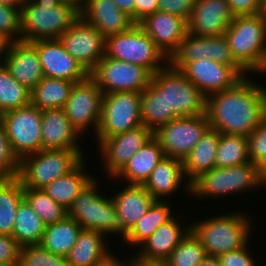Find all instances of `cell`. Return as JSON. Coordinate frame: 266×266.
<instances>
[{
    "mask_svg": "<svg viewBox=\"0 0 266 266\" xmlns=\"http://www.w3.org/2000/svg\"><path fill=\"white\" fill-rule=\"evenodd\" d=\"M244 77L234 87L206 97L210 128L249 136L266 119V86Z\"/></svg>",
    "mask_w": 266,
    "mask_h": 266,
    "instance_id": "obj_1",
    "label": "cell"
},
{
    "mask_svg": "<svg viewBox=\"0 0 266 266\" xmlns=\"http://www.w3.org/2000/svg\"><path fill=\"white\" fill-rule=\"evenodd\" d=\"M213 216L190 223L191 232L201 242L207 256L218 257L250 242L254 230L252 216L242 211Z\"/></svg>",
    "mask_w": 266,
    "mask_h": 266,
    "instance_id": "obj_2",
    "label": "cell"
},
{
    "mask_svg": "<svg viewBox=\"0 0 266 266\" xmlns=\"http://www.w3.org/2000/svg\"><path fill=\"white\" fill-rule=\"evenodd\" d=\"M224 36L233 57L249 74H266V21L261 14L234 17Z\"/></svg>",
    "mask_w": 266,
    "mask_h": 266,
    "instance_id": "obj_3",
    "label": "cell"
},
{
    "mask_svg": "<svg viewBox=\"0 0 266 266\" xmlns=\"http://www.w3.org/2000/svg\"><path fill=\"white\" fill-rule=\"evenodd\" d=\"M266 186L261 179L258 164L246 162L241 165L218 168L202 173L190 185V196L194 199L224 198V196L243 195L248 190ZM209 196V197H208Z\"/></svg>",
    "mask_w": 266,
    "mask_h": 266,
    "instance_id": "obj_4",
    "label": "cell"
},
{
    "mask_svg": "<svg viewBox=\"0 0 266 266\" xmlns=\"http://www.w3.org/2000/svg\"><path fill=\"white\" fill-rule=\"evenodd\" d=\"M86 185L74 199L68 209V216L73 218L85 230H93L105 236L116 235L124 240L119 216L111 196L101 195L98 177ZM100 191V192H99Z\"/></svg>",
    "mask_w": 266,
    "mask_h": 266,
    "instance_id": "obj_5",
    "label": "cell"
},
{
    "mask_svg": "<svg viewBox=\"0 0 266 266\" xmlns=\"http://www.w3.org/2000/svg\"><path fill=\"white\" fill-rule=\"evenodd\" d=\"M83 151L84 149H50L27 155L19 162L17 178L24 188L43 189L86 159Z\"/></svg>",
    "mask_w": 266,
    "mask_h": 266,
    "instance_id": "obj_6",
    "label": "cell"
},
{
    "mask_svg": "<svg viewBox=\"0 0 266 266\" xmlns=\"http://www.w3.org/2000/svg\"><path fill=\"white\" fill-rule=\"evenodd\" d=\"M79 17L80 11L67 3L37 5L26 0L21 7V41L59 39Z\"/></svg>",
    "mask_w": 266,
    "mask_h": 266,
    "instance_id": "obj_7",
    "label": "cell"
},
{
    "mask_svg": "<svg viewBox=\"0 0 266 266\" xmlns=\"http://www.w3.org/2000/svg\"><path fill=\"white\" fill-rule=\"evenodd\" d=\"M105 56L140 65L152 75L168 64V57L138 24L105 38Z\"/></svg>",
    "mask_w": 266,
    "mask_h": 266,
    "instance_id": "obj_8",
    "label": "cell"
},
{
    "mask_svg": "<svg viewBox=\"0 0 266 266\" xmlns=\"http://www.w3.org/2000/svg\"><path fill=\"white\" fill-rule=\"evenodd\" d=\"M165 89L166 113L171 121L183 116H199L206 113V96L184 74L169 63L151 78Z\"/></svg>",
    "mask_w": 266,
    "mask_h": 266,
    "instance_id": "obj_9",
    "label": "cell"
},
{
    "mask_svg": "<svg viewBox=\"0 0 266 266\" xmlns=\"http://www.w3.org/2000/svg\"><path fill=\"white\" fill-rule=\"evenodd\" d=\"M141 93L112 92L103 94L97 139H106L143 125Z\"/></svg>",
    "mask_w": 266,
    "mask_h": 266,
    "instance_id": "obj_10",
    "label": "cell"
},
{
    "mask_svg": "<svg viewBox=\"0 0 266 266\" xmlns=\"http://www.w3.org/2000/svg\"><path fill=\"white\" fill-rule=\"evenodd\" d=\"M41 123V110L31 104L5 112V132L19 161L42 150Z\"/></svg>",
    "mask_w": 266,
    "mask_h": 266,
    "instance_id": "obj_11",
    "label": "cell"
},
{
    "mask_svg": "<svg viewBox=\"0 0 266 266\" xmlns=\"http://www.w3.org/2000/svg\"><path fill=\"white\" fill-rule=\"evenodd\" d=\"M209 128L206 114L183 116L161 126L154 132V137L159 141L165 157L184 161Z\"/></svg>",
    "mask_w": 266,
    "mask_h": 266,
    "instance_id": "obj_12",
    "label": "cell"
},
{
    "mask_svg": "<svg viewBox=\"0 0 266 266\" xmlns=\"http://www.w3.org/2000/svg\"><path fill=\"white\" fill-rule=\"evenodd\" d=\"M103 94L139 92L148 87L152 74L144 67L104 56L90 73Z\"/></svg>",
    "mask_w": 266,
    "mask_h": 266,
    "instance_id": "obj_13",
    "label": "cell"
},
{
    "mask_svg": "<svg viewBox=\"0 0 266 266\" xmlns=\"http://www.w3.org/2000/svg\"><path fill=\"white\" fill-rule=\"evenodd\" d=\"M102 96V91L90 75L73 85L63 110L81 136L90 130L89 127L96 134L101 116Z\"/></svg>",
    "mask_w": 266,
    "mask_h": 266,
    "instance_id": "obj_14",
    "label": "cell"
},
{
    "mask_svg": "<svg viewBox=\"0 0 266 266\" xmlns=\"http://www.w3.org/2000/svg\"><path fill=\"white\" fill-rule=\"evenodd\" d=\"M153 136L151 130L141 125L106 139H96L108 179L114 178Z\"/></svg>",
    "mask_w": 266,
    "mask_h": 266,
    "instance_id": "obj_15",
    "label": "cell"
},
{
    "mask_svg": "<svg viewBox=\"0 0 266 266\" xmlns=\"http://www.w3.org/2000/svg\"><path fill=\"white\" fill-rule=\"evenodd\" d=\"M66 51L90 74L105 56V37L81 16L60 37Z\"/></svg>",
    "mask_w": 266,
    "mask_h": 266,
    "instance_id": "obj_16",
    "label": "cell"
},
{
    "mask_svg": "<svg viewBox=\"0 0 266 266\" xmlns=\"http://www.w3.org/2000/svg\"><path fill=\"white\" fill-rule=\"evenodd\" d=\"M180 71L207 97L234 87L243 77L231 66L209 59L186 63Z\"/></svg>",
    "mask_w": 266,
    "mask_h": 266,
    "instance_id": "obj_17",
    "label": "cell"
},
{
    "mask_svg": "<svg viewBox=\"0 0 266 266\" xmlns=\"http://www.w3.org/2000/svg\"><path fill=\"white\" fill-rule=\"evenodd\" d=\"M36 47L44 77L65 79L73 82L85 80L90 74L72 57L59 39L32 42Z\"/></svg>",
    "mask_w": 266,
    "mask_h": 266,
    "instance_id": "obj_18",
    "label": "cell"
},
{
    "mask_svg": "<svg viewBox=\"0 0 266 266\" xmlns=\"http://www.w3.org/2000/svg\"><path fill=\"white\" fill-rule=\"evenodd\" d=\"M234 19L227 0H195L188 33L195 36H221Z\"/></svg>",
    "mask_w": 266,
    "mask_h": 266,
    "instance_id": "obj_19",
    "label": "cell"
},
{
    "mask_svg": "<svg viewBox=\"0 0 266 266\" xmlns=\"http://www.w3.org/2000/svg\"><path fill=\"white\" fill-rule=\"evenodd\" d=\"M2 63L21 84L32 90L44 77L36 47L24 41L8 42Z\"/></svg>",
    "mask_w": 266,
    "mask_h": 266,
    "instance_id": "obj_20",
    "label": "cell"
},
{
    "mask_svg": "<svg viewBox=\"0 0 266 266\" xmlns=\"http://www.w3.org/2000/svg\"><path fill=\"white\" fill-rule=\"evenodd\" d=\"M138 25L168 58L188 33L186 19L162 11L146 16Z\"/></svg>",
    "mask_w": 266,
    "mask_h": 266,
    "instance_id": "obj_21",
    "label": "cell"
},
{
    "mask_svg": "<svg viewBox=\"0 0 266 266\" xmlns=\"http://www.w3.org/2000/svg\"><path fill=\"white\" fill-rule=\"evenodd\" d=\"M42 150L82 149L80 134L72 126L63 108L41 111Z\"/></svg>",
    "mask_w": 266,
    "mask_h": 266,
    "instance_id": "obj_22",
    "label": "cell"
},
{
    "mask_svg": "<svg viewBox=\"0 0 266 266\" xmlns=\"http://www.w3.org/2000/svg\"><path fill=\"white\" fill-rule=\"evenodd\" d=\"M190 185L184 176L183 161L171 157H164L156 165L142 186L155 200L165 201L169 200L166 198H170L169 196L172 194L175 195L178 193L181 188H184L185 192L189 195Z\"/></svg>",
    "mask_w": 266,
    "mask_h": 266,
    "instance_id": "obj_23",
    "label": "cell"
},
{
    "mask_svg": "<svg viewBox=\"0 0 266 266\" xmlns=\"http://www.w3.org/2000/svg\"><path fill=\"white\" fill-rule=\"evenodd\" d=\"M80 16L105 38L128 31L135 24L113 0H88Z\"/></svg>",
    "mask_w": 266,
    "mask_h": 266,
    "instance_id": "obj_24",
    "label": "cell"
},
{
    "mask_svg": "<svg viewBox=\"0 0 266 266\" xmlns=\"http://www.w3.org/2000/svg\"><path fill=\"white\" fill-rule=\"evenodd\" d=\"M190 231L189 224L183 227L173 216L136 249L135 255L144 260L165 261Z\"/></svg>",
    "mask_w": 266,
    "mask_h": 266,
    "instance_id": "obj_25",
    "label": "cell"
},
{
    "mask_svg": "<svg viewBox=\"0 0 266 266\" xmlns=\"http://www.w3.org/2000/svg\"><path fill=\"white\" fill-rule=\"evenodd\" d=\"M125 185V186H124ZM111 199L119 216L122 231L127 234L154 203L153 196L142 185L123 184Z\"/></svg>",
    "mask_w": 266,
    "mask_h": 266,
    "instance_id": "obj_26",
    "label": "cell"
},
{
    "mask_svg": "<svg viewBox=\"0 0 266 266\" xmlns=\"http://www.w3.org/2000/svg\"><path fill=\"white\" fill-rule=\"evenodd\" d=\"M107 244L109 243L104 234L82 229L76 243L66 256L67 264L69 266H102L114 255Z\"/></svg>",
    "mask_w": 266,
    "mask_h": 266,
    "instance_id": "obj_27",
    "label": "cell"
},
{
    "mask_svg": "<svg viewBox=\"0 0 266 266\" xmlns=\"http://www.w3.org/2000/svg\"><path fill=\"white\" fill-rule=\"evenodd\" d=\"M165 157L159 141L153 136L140 150H138L111 180L121 181L128 185H143L156 165ZM120 178V179H119Z\"/></svg>",
    "mask_w": 266,
    "mask_h": 266,
    "instance_id": "obj_28",
    "label": "cell"
},
{
    "mask_svg": "<svg viewBox=\"0 0 266 266\" xmlns=\"http://www.w3.org/2000/svg\"><path fill=\"white\" fill-rule=\"evenodd\" d=\"M219 132L209 128L183 161V172L191 184L202 173L215 167Z\"/></svg>",
    "mask_w": 266,
    "mask_h": 266,
    "instance_id": "obj_29",
    "label": "cell"
},
{
    "mask_svg": "<svg viewBox=\"0 0 266 266\" xmlns=\"http://www.w3.org/2000/svg\"><path fill=\"white\" fill-rule=\"evenodd\" d=\"M86 164V160L84 159L74 170L64 176L58 177L42 190L51 199L68 210L73 204L74 199L94 178L92 174L88 173Z\"/></svg>",
    "mask_w": 266,
    "mask_h": 266,
    "instance_id": "obj_30",
    "label": "cell"
},
{
    "mask_svg": "<svg viewBox=\"0 0 266 266\" xmlns=\"http://www.w3.org/2000/svg\"><path fill=\"white\" fill-rule=\"evenodd\" d=\"M168 200H155L147 210L146 214L126 234L122 242L131 247H139L145 242L161 225L168 222L174 215L173 204Z\"/></svg>",
    "mask_w": 266,
    "mask_h": 266,
    "instance_id": "obj_31",
    "label": "cell"
},
{
    "mask_svg": "<svg viewBox=\"0 0 266 266\" xmlns=\"http://www.w3.org/2000/svg\"><path fill=\"white\" fill-rule=\"evenodd\" d=\"M74 84L65 79L43 77L31 90L30 104L41 111L63 108Z\"/></svg>",
    "mask_w": 266,
    "mask_h": 266,
    "instance_id": "obj_32",
    "label": "cell"
},
{
    "mask_svg": "<svg viewBox=\"0 0 266 266\" xmlns=\"http://www.w3.org/2000/svg\"><path fill=\"white\" fill-rule=\"evenodd\" d=\"M82 227L69 216L45 227L40 245L57 255L67 256L77 241Z\"/></svg>",
    "mask_w": 266,
    "mask_h": 266,
    "instance_id": "obj_33",
    "label": "cell"
},
{
    "mask_svg": "<svg viewBox=\"0 0 266 266\" xmlns=\"http://www.w3.org/2000/svg\"><path fill=\"white\" fill-rule=\"evenodd\" d=\"M140 110L143 125L153 133L170 122L166 113L165 89L160 88L152 79L141 92Z\"/></svg>",
    "mask_w": 266,
    "mask_h": 266,
    "instance_id": "obj_34",
    "label": "cell"
},
{
    "mask_svg": "<svg viewBox=\"0 0 266 266\" xmlns=\"http://www.w3.org/2000/svg\"><path fill=\"white\" fill-rule=\"evenodd\" d=\"M24 199V187L18 178H0V234L12 235L16 212Z\"/></svg>",
    "mask_w": 266,
    "mask_h": 266,
    "instance_id": "obj_35",
    "label": "cell"
},
{
    "mask_svg": "<svg viewBox=\"0 0 266 266\" xmlns=\"http://www.w3.org/2000/svg\"><path fill=\"white\" fill-rule=\"evenodd\" d=\"M46 225L33 211L29 203L23 199L16 212V220L12 237L22 247L40 244Z\"/></svg>",
    "mask_w": 266,
    "mask_h": 266,
    "instance_id": "obj_36",
    "label": "cell"
},
{
    "mask_svg": "<svg viewBox=\"0 0 266 266\" xmlns=\"http://www.w3.org/2000/svg\"><path fill=\"white\" fill-rule=\"evenodd\" d=\"M246 162H251L247 136L219 133L215 167H231Z\"/></svg>",
    "mask_w": 266,
    "mask_h": 266,
    "instance_id": "obj_37",
    "label": "cell"
},
{
    "mask_svg": "<svg viewBox=\"0 0 266 266\" xmlns=\"http://www.w3.org/2000/svg\"><path fill=\"white\" fill-rule=\"evenodd\" d=\"M29 90L21 85L0 63V107L4 112L15 110L30 104Z\"/></svg>",
    "mask_w": 266,
    "mask_h": 266,
    "instance_id": "obj_38",
    "label": "cell"
},
{
    "mask_svg": "<svg viewBox=\"0 0 266 266\" xmlns=\"http://www.w3.org/2000/svg\"><path fill=\"white\" fill-rule=\"evenodd\" d=\"M24 199L46 226L68 216V210L51 199L42 189L24 188Z\"/></svg>",
    "mask_w": 266,
    "mask_h": 266,
    "instance_id": "obj_39",
    "label": "cell"
},
{
    "mask_svg": "<svg viewBox=\"0 0 266 266\" xmlns=\"http://www.w3.org/2000/svg\"><path fill=\"white\" fill-rule=\"evenodd\" d=\"M207 256L201 242L190 231L165 260L167 266H198Z\"/></svg>",
    "mask_w": 266,
    "mask_h": 266,
    "instance_id": "obj_40",
    "label": "cell"
},
{
    "mask_svg": "<svg viewBox=\"0 0 266 266\" xmlns=\"http://www.w3.org/2000/svg\"><path fill=\"white\" fill-rule=\"evenodd\" d=\"M207 59V36L187 33L178 48L168 58V63L180 70L186 63Z\"/></svg>",
    "mask_w": 266,
    "mask_h": 266,
    "instance_id": "obj_41",
    "label": "cell"
},
{
    "mask_svg": "<svg viewBox=\"0 0 266 266\" xmlns=\"http://www.w3.org/2000/svg\"><path fill=\"white\" fill-rule=\"evenodd\" d=\"M18 266H69L65 256L49 252L40 244L20 248Z\"/></svg>",
    "mask_w": 266,
    "mask_h": 266,
    "instance_id": "obj_42",
    "label": "cell"
},
{
    "mask_svg": "<svg viewBox=\"0 0 266 266\" xmlns=\"http://www.w3.org/2000/svg\"><path fill=\"white\" fill-rule=\"evenodd\" d=\"M207 59L233 67L243 78L249 75L233 57L224 35L207 37Z\"/></svg>",
    "mask_w": 266,
    "mask_h": 266,
    "instance_id": "obj_43",
    "label": "cell"
},
{
    "mask_svg": "<svg viewBox=\"0 0 266 266\" xmlns=\"http://www.w3.org/2000/svg\"><path fill=\"white\" fill-rule=\"evenodd\" d=\"M0 36L7 42L21 41V7L0 3Z\"/></svg>",
    "mask_w": 266,
    "mask_h": 266,
    "instance_id": "obj_44",
    "label": "cell"
},
{
    "mask_svg": "<svg viewBox=\"0 0 266 266\" xmlns=\"http://www.w3.org/2000/svg\"><path fill=\"white\" fill-rule=\"evenodd\" d=\"M19 159L12 152L5 132L3 121L0 122V178H17Z\"/></svg>",
    "mask_w": 266,
    "mask_h": 266,
    "instance_id": "obj_45",
    "label": "cell"
},
{
    "mask_svg": "<svg viewBox=\"0 0 266 266\" xmlns=\"http://www.w3.org/2000/svg\"><path fill=\"white\" fill-rule=\"evenodd\" d=\"M247 138L250 161L259 164L266 157V119Z\"/></svg>",
    "mask_w": 266,
    "mask_h": 266,
    "instance_id": "obj_46",
    "label": "cell"
},
{
    "mask_svg": "<svg viewBox=\"0 0 266 266\" xmlns=\"http://www.w3.org/2000/svg\"><path fill=\"white\" fill-rule=\"evenodd\" d=\"M249 243L238 250L228 251L220 254L218 259L222 266H256L257 262L252 257V252L248 248Z\"/></svg>",
    "mask_w": 266,
    "mask_h": 266,
    "instance_id": "obj_47",
    "label": "cell"
},
{
    "mask_svg": "<svg viewBox=\"0 0 266 266\" xmlns=\"http://www.w3.org/2000/svg\"><path fill=\"white\" fill-rule=\"evenodd\" d=\"M195 0H159L158 11L189 20Z\"/></svg>",
    "mask_w": 266,
    "mask_h": 266,
    "instance_id": "obj_48",
    "label": "cell"
},
{
    "mask_svg": "<svg viewBox=\"0 0 266 266\" xmlns=\"http://www.w3.org/2000/svg\"><path fill=\"white\" fill-rule=\"evenodd\" d=\"M20 248L11 235L0 234V264H18Z\"/></svg>",
    "mask_w": 266,
    "mask_h": 266,
    "instance_id": "obj_49",
    "label": "cell"
},
{
    "mask_svg": "<svg viewBox=\"0 0 266 266\" xmlns=\"http://www.w3.org/2000/svg\"><path fill=\"white\" fill-rule=\"evenodd\" d=\"M234 17L252 16L261 13L262 0H227Z\"/></svg>",
    "mask_w": 266,
    "mask_h": 266,
    "instance_id": "obj_50",
    "label": "cell"
},
{
    "mask_svg": "<svg viewBox=\"0 0 266 266\" xmlns=\"http://www.w3.org/2000/svg\"><path fill=\"white\" fill-rule=\"evenodd\" d=\"M159 0H135L134 23L138 24L146 16L158 11Z\"/></svg>",
    "mask_w": 266,
    "mask_h": 266,
    "instance_id": "obj_51",
    "label": "cell"
},
{
    "mask_svg": "<svg viewBox=\"0 0 266 266\" xmlns=\"http://www.w3.org/2000/svg\"><path fill=\"white\" fill-rule=\"evenodd\" d=\"M118 8L125 12L128 16L131 17L132 21L134 22V5L135 0H113Z\"/></svg>",
    "mask_w": 266,
    "mask_h": 266,
    "instance_id": "obj_52",
    "label": "cell"
},
{
    "mask_svg": "<svg viewBox=\"0 0 266 266\" xmlns=\"http://www.w3.org/2000/svg\"><path fill=\"white\" fill-rule=\"evenodd\" d=\"M131 266H167L165 261L144 260L131 255Z\"/></svg>",
    "mask_w": 266,
    "mask_h": 266,
    "instance_id": "obj_53",
    "label": "cell"
},
{
    "mask_svg": "<svg viewBox=\"0 0 266 266\" xmlns=\"http://www.w3.org/2000/svg\"><path fill=\"white\" fill-rule=\"evenodd\" d=\"M119 256L115 254L102 266H131V258L125 260H120Z\"/></svg>",
    "mask_w": 266,
    "mask_h": 266,
    "instance_id": "obj_54",
    "label": "cell"
},
{
    "mask_svg": "<svg viewBox=\"0 0 266 266\" xmlns=\"http://www.w3.org/2000/svg\"><path fill=\"white\" fill-rule=\"evenodd\" d=\"M198 266H222L218 257L206 256Z\"/></svg>",
    "mask_w": 266,
    "mask_h": 266,
    "instance_id": "obj_55",
    "label": "cell"
},
{
    "mask_svg": "<svg viewBox=\"0 0 266 266\" xmlns=\"http://www.w3.org/2000/svg\"><path fill=\"white\" fill-rule=\"evenodd\" d=\"M63 3L70 4L74 6L78 11H81L88 0H61Z\"/></svg>",
    "mask_w": 266,
    "mask_h": 266,
    "instance_id": "obj_56",
    "label": "cell"
},
{
    "mask_svg": "<svg viewBox=\"0 0 266 266\" xmlns=\"http://www.w3.org/2000/svg\"><path fill=\"white\" fill-rule=\"evenodd\" d=\"M261 179L266 183V157L258 164Z\"/></svg>",
    "mask_w": 266,
    "mask_h": 266,
    "instance_id": "obj_57",
    "label": "cell"
},
{
    "mask_svg": "<svg viewBox=\"0 0 266 266\" xmlns=\"http://www.w3.org/2000/svg\"><path fill=\"white\" fill-rule=\"evenodd\" d=\"M25 1L26 0H0V3L13 7H22Z\"/></svg>",
    "mask_w": 266,
    "mask_h": 266,
    "instance_id": "obj_58",
    "label": "cell"
},
{
    "mask_svg": "<svg viewBox=\"0 0 266 266\" xmlns=\"http://www.w3.org/2000/svg\"><path fill=\"white\" fill-rule=\"evenodd\" d=\"M37 5H61V0H33Z\"/></svg>",
    "mask_w": 266,
    "mask_h": 266,
    "instance_id": "obj_59",
    "label": "cell"
},
{
    "mask_svg": "<svg viewBox=\"0 0 266 266\" xmlns=\"http://www.w3.org/2000/svg\"><path fill=\"white\" fill-rule=\"evenodd\" d=\"M7 43L8 42L0 36V63L2 62Z\"/></svg>",
    "mask_w": 266,
    "mask_h": 266,
    "instance_id": "obj_60",
    "label": "cell"
},
{
    "mask_svg": "<svg viewBox=\"0 0 266 266\" xmlns=\"http://www.w3.org/2000/svg\"><path fill=\"white\" fill-rule=\"evenodd\" d=\"M261 16L266 21V0H262Z\"/></svg>",
    "mask_w": 266,
    "mask_h": 266,
    "instance_id": "obj_61",
    "label": "cell"
},
{
    "mask_svg": "<svg viewBox=\"0 0 266 266\" xmlns=\"http://www.w3.org/2000/svg\"><path fill=\"white\" fill-rule=\"evenodd\" d=\"M5 112L0 107V122L3 121Z\"/></svg>",
    "mask_w": 266,
    "mask_h": 266,
    "instance_id": "obj_62",
    "label": "cell"
},
{
    "mask_svg": "<svg viewBox=\"0 0 266 266\" xmlns=\"http://www.w3.org/2000/svg\"><path fill=\"white\" fill-rule=\"evenodd\" d=\"M0 266H18V264H12V265H9V264H0Z\"/></svg>",
    "mask_w": 266,
    "mask_h": 266,
    "instance_id": "obj_63",
    "label": "cell"
}]
</instances>
